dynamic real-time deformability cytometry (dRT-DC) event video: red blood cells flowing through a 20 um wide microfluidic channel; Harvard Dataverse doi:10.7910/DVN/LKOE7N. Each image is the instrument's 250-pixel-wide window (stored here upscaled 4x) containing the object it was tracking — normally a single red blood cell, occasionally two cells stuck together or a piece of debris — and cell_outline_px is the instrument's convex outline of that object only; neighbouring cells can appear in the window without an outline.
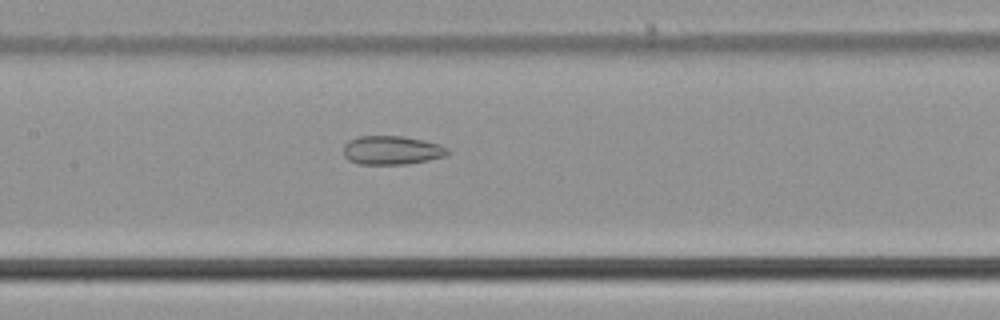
{"species": "common noctule bat (a hibernating species)", "species_latin": "Nyctalus noctula", "temperature_condition": "cold", "stored_images_in_passage": 44, "camera_frame_rate_fps": 3000, "um_per_image_px": 0.085, "animal": {"sex": "male", "body_mass_g": 21.5, "forearm_length_mm": 52.0}, "frame": {"image": 1, "passage_image": 16, "time_ms": 5.0, "image_size_px": [1000, 320], "cell_outline_px": [[448, 152], [444, 156], [428, 160], [408, 164], [360, 164], [348, 160], [344, 156], [344, 144], [348, 140], [360, 136], [404, 136], [424, 140], [440, 144], [448, 148]], "centroid_in_image_um": [33.29, 12.76], "position_along_channel_um": 174.1, "area_um2": 17.51}}
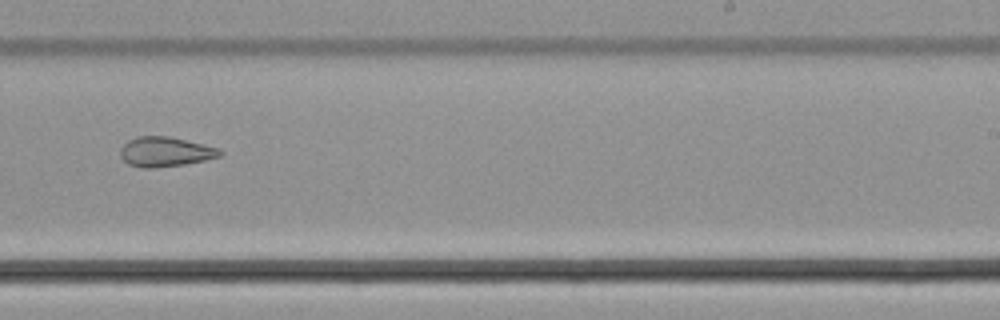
{"frame": {"image": 2, "passage_image": 24, "time_ms": 7.667, "image_size_px": [1000, 320], "cell_outline_px": [[224, 152], [220, 156], [204, 160], [184, 164], [152, 168], [140, 168], [128, 164], [120, 156], [120, 148], [128, 140], [136, 136], [168, 136], [220, 148]], "centroid_in_image_um": [14.03, 12.9], "position_along_channel_um": 275.0, "area_um2": 17.28}}
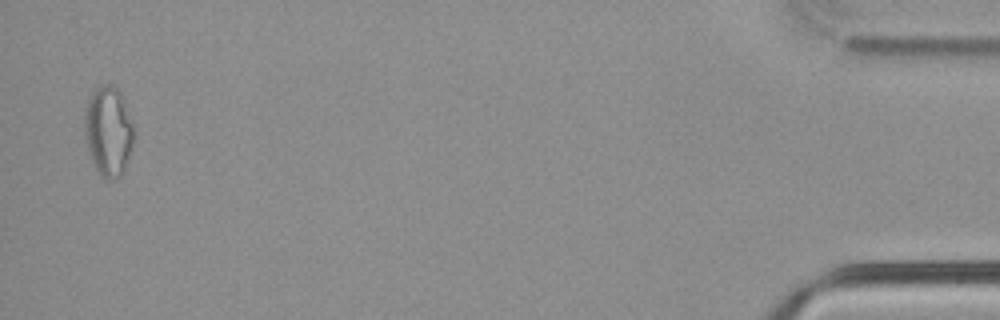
{"frame": {"image": 3, "passage_image": 43, "time_ms": 14.0, "image_size_px": [1000, 320], "cell_outline_px": [[136, 136], [124, 168], [120, 176], [112, 180], [104, 180], [92, 164], [88, 148], [84, 128], [84, 112], [88, 100], [92, 92], [100, 84], [112, 84], [120, 92], [132, 124]], "centroid_in_image_um": [9.2, 11.16], "position_along_channel_um": 426.0, "area_um2": 25.84}, "authors_computed_cell_mechanics": {"area_um2": 19.652, "velocity_mm_per_s": 3.7885, "shape_relaxation_time_tau1_ms": null, "shape_relaxation_time_tau2_ms": 3.3908, "deformation_change_tau1": null, "deformation_change_tau2": 0.1175}}